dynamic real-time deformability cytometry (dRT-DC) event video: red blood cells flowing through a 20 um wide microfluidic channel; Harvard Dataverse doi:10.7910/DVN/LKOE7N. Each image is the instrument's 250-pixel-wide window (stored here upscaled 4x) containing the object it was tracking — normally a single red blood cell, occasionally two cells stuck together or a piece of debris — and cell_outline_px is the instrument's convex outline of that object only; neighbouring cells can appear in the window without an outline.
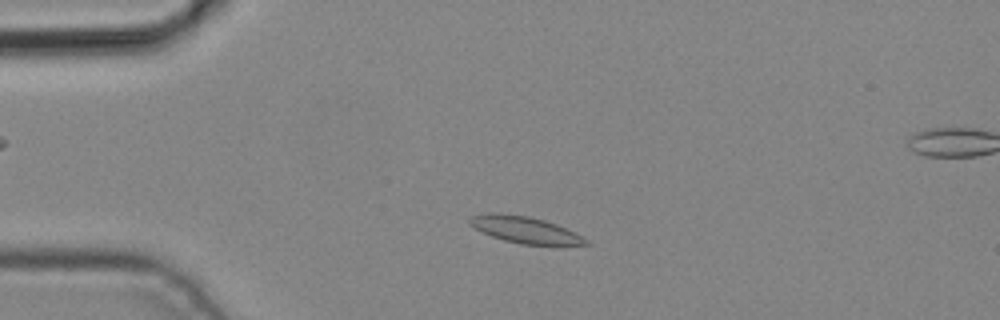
{"species": "common noctule bat (a hibernating species)", "species_latin": "Nyctalus noctula", "temperature_condition": "cold", "stored_images_in_passage": 6, "camera_frame_rate_fps": 3000, "um_per_image_px": 0.085, "animal": {"sex": "male", "body_mass_g": 19.2, "forearm_length_mm": 51.8}, "frame": {"image": 1, "passage_image": 4, "time_ms": 1.0, "image_size_px": [1000, 320], "cell_outline_px": [[592, 244], [520, 244], [504, 240], [492, 236], [468, 224], [468, 220], [472, 216], [488, 212], [500, 212], [528, 216], [544, 220], [556, 224], [588, 240]], "centroid_in_image_um": [44.55, 19.5], "position_along_channel_um": 40.5, "area_um2": 17.63}}